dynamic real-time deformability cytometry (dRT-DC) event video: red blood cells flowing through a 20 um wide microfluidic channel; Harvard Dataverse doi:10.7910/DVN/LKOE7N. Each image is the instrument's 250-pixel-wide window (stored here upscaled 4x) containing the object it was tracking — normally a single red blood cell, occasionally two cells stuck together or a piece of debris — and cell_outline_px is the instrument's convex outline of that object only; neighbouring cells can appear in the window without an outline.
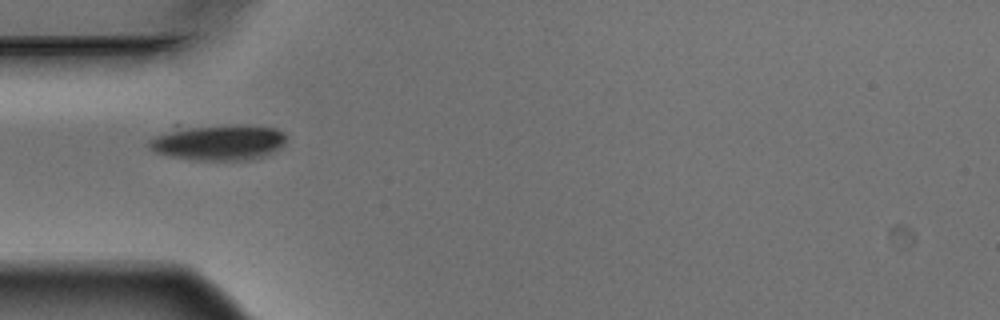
{"species": "Egyptian fruit bat (a non-hibernating species)", "species_latin": "Rousettus aegyptiacus", "temperature_condition": "warm", "stored_images_in_passage": 15, "camera_frame_rate_fps": 3000, "um_per_image_px": 0.085, "animal": {"sex": "male"}, "frame": {"image": 1, "passage_image": 5, "time_ms": 1.333, "image_size_px": [1000, 320], "cell_outline_px": [[284, 144], [280, 148], [264, 156], [248, 160], [196, 160], [172, 156], [156, 152], [148, 144], [148, 140], [176, 124], [236, 124], [276, 128], [284, 132]], "centroid_in_image_um": [18.5, 12.04], "position_along_channel_um": 66.5, "area_um2": 29.54}}
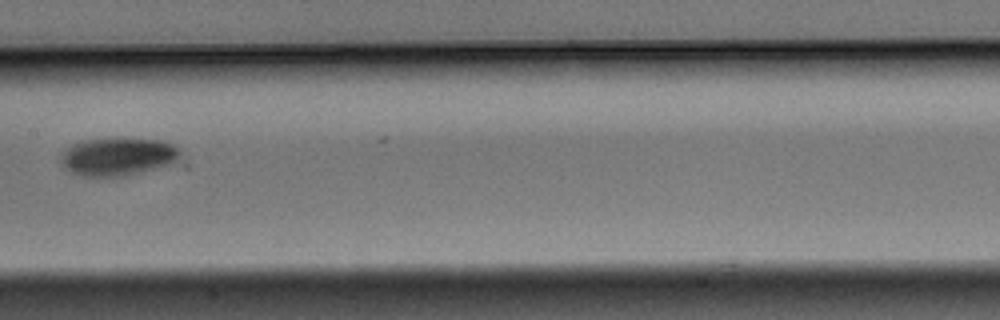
{"frame": {"image": 2, "passage_image": 8, "time_ms": 2.333, "image_size_px": [1000, 320], "cell_outline_px": [[180, 152], [176, 160], [172, 164], [124, 176], [80, 176], [64, 168], [60, 164], [64, 152], [72, 144], [80, 140], [116, 136], [164, 140], [172, 144]], "centroid_in_image_um": [10.0, 13.27], "position_along_channel_um": 197.4, "area_um2": 26.93}}
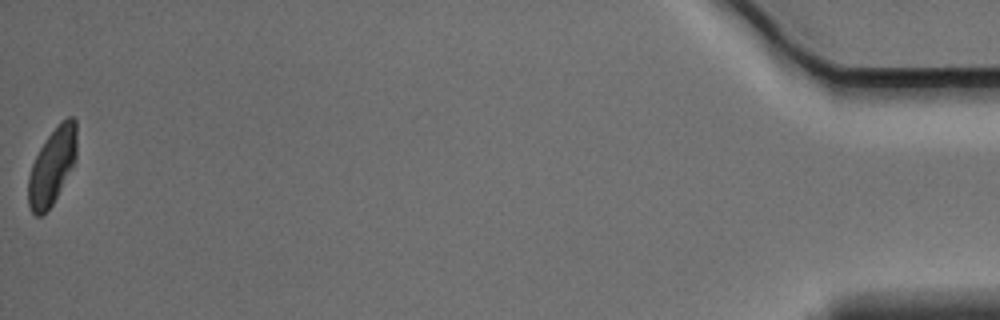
{"frame": {"image": 3, "passage_image": 15, "time_ms": 4.667, "image_size_px": [1000, 320], "cell_outline_px": [[76, 160], [52, 204], [40, 216], [36, 216], [32, 212], [28, 204], [28, 176], [32, 164], [40, 148], [48, 136], [60, 120], [68, 116], [72, 116], [76, 120]], "centroid_in_image_um": [4.43, 14.09], "position_along_channel_um": 430.8, "area_um2": 21.39}}